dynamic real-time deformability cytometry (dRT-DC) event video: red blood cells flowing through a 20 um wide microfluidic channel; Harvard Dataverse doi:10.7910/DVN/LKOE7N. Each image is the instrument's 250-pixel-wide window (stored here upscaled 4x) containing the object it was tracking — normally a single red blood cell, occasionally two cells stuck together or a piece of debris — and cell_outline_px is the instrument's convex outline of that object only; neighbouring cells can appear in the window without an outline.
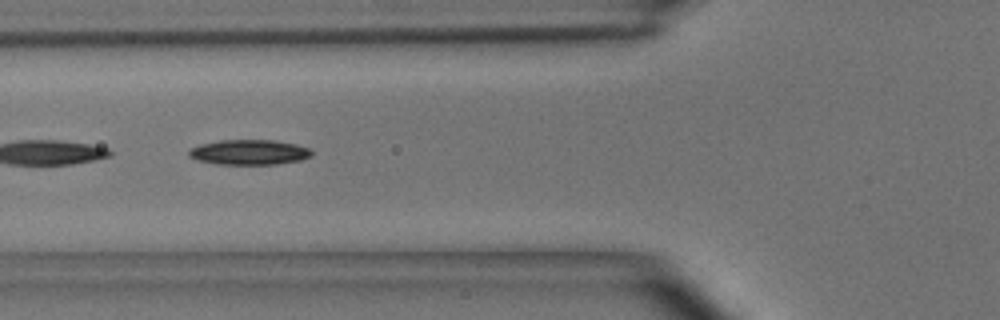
{"species": "common noctule bat (a hibernating species)", "species_latin": "Nyctalus noctula", "temperature_condition": "room temperature", "stored_images_in_passage": 18, "segment_of_instrument_passage": [2, 2], "camera_frame_rate_fps": 3000, "um_per_image_px": 0.085, "animal": {"sex": "male", "body_mass_g": 15.6}, "frame": {"image": 1, "passage_image": 14, "time_ms": 4.333, "image_size_px": [1000, 320], "cell_outline_px": [[312, 156], [300, 160], [276, 164], [216, 164], [200, 160], [188, 156], [188, 152], [192, 148], [200, 144], [220, 140], [272, 140], [296, 144], [308, 148], [312, 152]], "centroid_in_image_um": [21.19, 12.93], "position_along_channel_um": 104.6, "area_um2": 17.8}}